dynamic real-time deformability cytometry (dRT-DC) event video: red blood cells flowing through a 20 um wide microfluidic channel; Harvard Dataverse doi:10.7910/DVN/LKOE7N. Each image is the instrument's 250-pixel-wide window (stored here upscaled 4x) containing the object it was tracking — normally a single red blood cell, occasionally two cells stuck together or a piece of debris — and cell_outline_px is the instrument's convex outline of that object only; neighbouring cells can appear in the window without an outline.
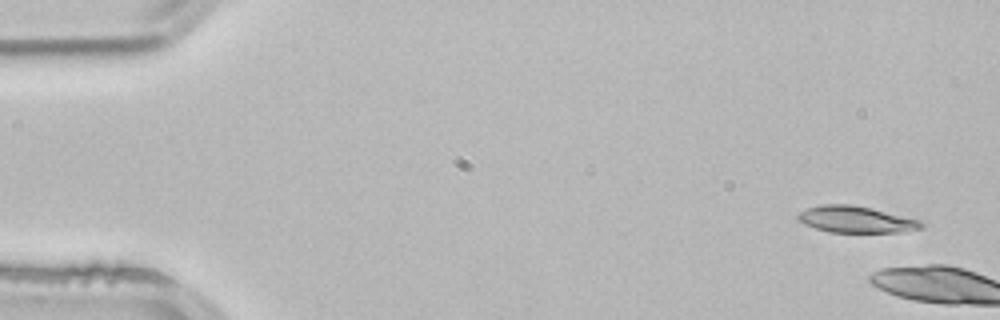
{"species": "common noctule bat (a hibernating species)", "species_latin": "Nyctalus noctula", "temperature_condition": "room temperature", "stored_images_in_passage": 4, "camera_frame_rate_fps": 3000, "um_per_image_px": 0.085, "animal": {"sex": "male", "body_mass_g": 21.5, "forearm_length_mm": 52.0}, "frame": {"image": 1, "passage_image": 1, "time_ms": 0.0, "image_size_px": [1000, 320], "cell_outline_px": [[924, 228], [900, 232], [828, 232], [804, 224], [796, 216], [800, 212], [808, 208], [820, 204], [852, 204], [872, 208], [920, 220], [924, 224]], "centroid_in_image_um": [72.77, 18.65], "position_along_channel_um": 12.2, "area_um2": 19.07}}